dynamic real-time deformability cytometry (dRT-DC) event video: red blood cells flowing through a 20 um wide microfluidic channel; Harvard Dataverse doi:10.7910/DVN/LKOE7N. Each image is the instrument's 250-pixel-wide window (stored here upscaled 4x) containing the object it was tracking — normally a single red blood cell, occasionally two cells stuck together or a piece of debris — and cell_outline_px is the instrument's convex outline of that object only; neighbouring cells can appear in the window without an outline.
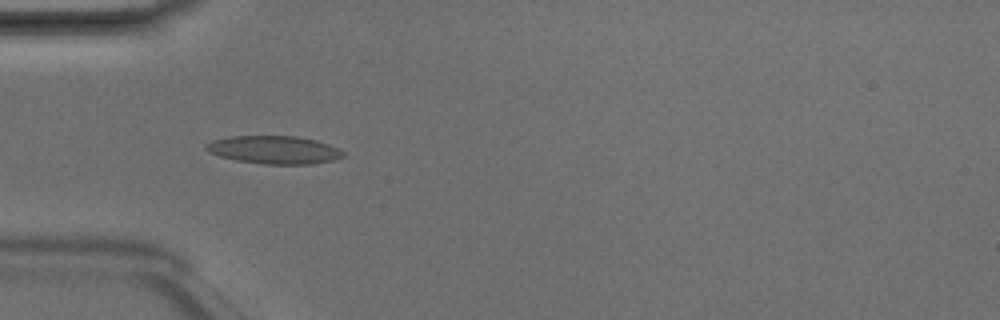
{"species": "Egyptian fruit bat (a non-hibernating species)", "species_latin": "Rousettus aegyptiacus", "temperature_condition": "room temperature", "stored_images_in_passage": 6, "camera_frame_rate_fps": 3000, "um_per_image_px": 0.085, "animal": {"sex": "male"}, "frame": {"image": 1, "passage_image": 4, "time_ms": 1.0, "image_size_px": [1000, 320], "cell_outline_px": [[344, 156], [332, 160], [312, 164], [264, 164], [236, 160], [220, 156], [208, 152], [204, 148], [204, 144], [212, 140], [232, 136], [296, 136], [316, 140], [328, 144], [344, 152]], "centroid_in_image_um": [23.26, 12.73], "position_along_channel_um": 61.7, "area_um2": 22.31}}
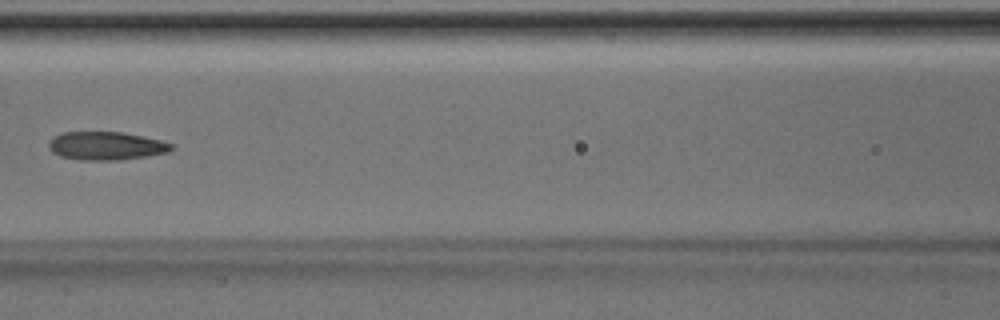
{"frame": {"image": 2, "passage_image": 6, "time_ms": 1.667, "image_size_px": [1000, 320], "cell_outline_px": [[172, 148], [168, 152], [148, 156], [120, 160], [80, 160], [60, 156], [52, 152], [48, 148], [48, 140], [52, 136], [60, 132], [124, 132], [160, 140], [172, 144]], "centroid_in_image_um": [8.96, 12.39], "position_along_channel_um": 157.6, "area_um2": 20.4}}